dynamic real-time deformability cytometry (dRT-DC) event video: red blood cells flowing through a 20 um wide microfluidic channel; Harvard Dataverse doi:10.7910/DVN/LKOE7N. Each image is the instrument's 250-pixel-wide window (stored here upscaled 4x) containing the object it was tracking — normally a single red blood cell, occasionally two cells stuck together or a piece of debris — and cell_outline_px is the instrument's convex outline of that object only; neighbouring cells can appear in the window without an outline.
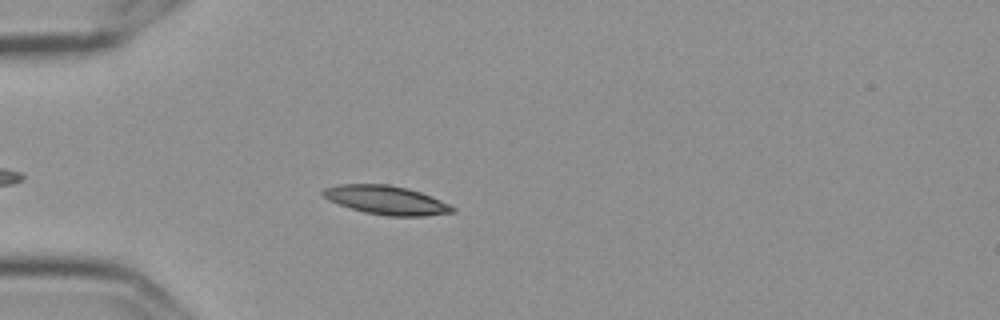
{"species": "Egyptian fruit bat (a non-hibernating species)", "species_latin": "Rousettus aegyptiacus", "temperature_condition": "cold", "stored_images_in_passage": 44, "camera_frame_rate_fps": 3000, "um_per_image_px": 0.085, "frame": {"image": 1, "passage_image": 7, "time_ms": 2.0, "image_size_px": [1000, 320], "cell_outline_px": [[456, 212], [424, 216], [388, 216], [364, 212], [328, 200], [320, 192], [324, 188], [340, 184], [388, 184], [408, 188], [420, 192], [440, 200], [456, 208]], "centroid_in_image_um": [32.84, 17.01], "position_along_channel_um": 52.2, "area_um2": 21.62}}
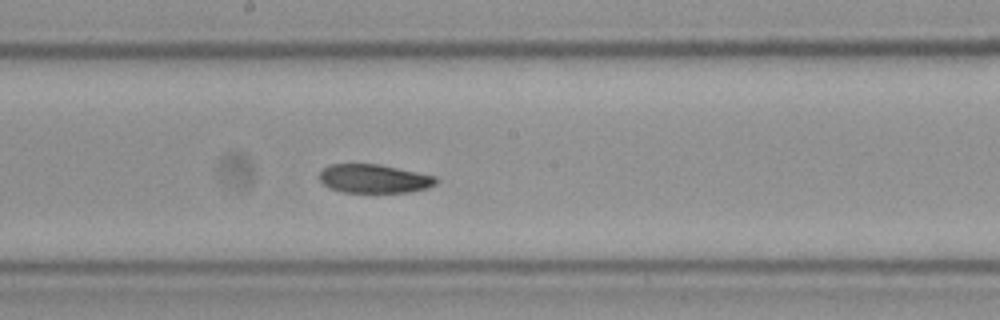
{"frame": {"image": 2, "passage_image": 22, "time_ms": 7.0, "image_size_px": [1000, 320], "cell_outline_px": [[440, 180], [436, 184], [428, 188], [412, 192], [340, 192], [328, 188], [320, 180], [320, 172], [328, 164], [380, 164], [436, 176]], "centroid_in_image_um": [31.82, 15.19], "position_along_channel_um": 216.4, "area_um2": 19.71}}
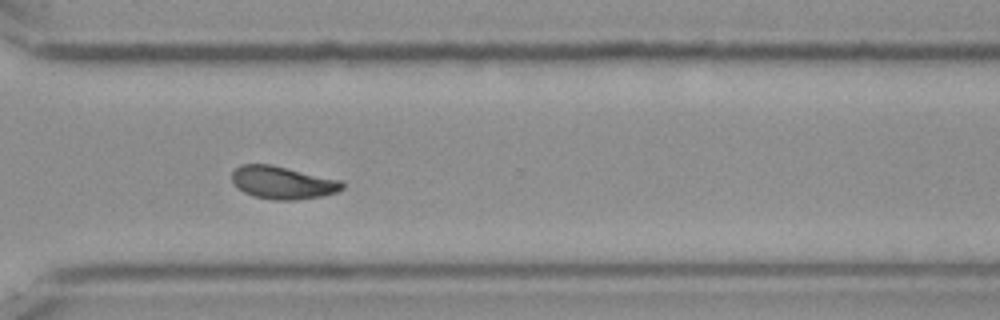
{"frame": {"image": 3, "passage_image": 33, "time_ms": 10.667, "image_size_px": [1000, 320], "cell_outline_px": [[344, 188], [336, 192], [320, 196], [296, 200], [272, 200], [252, 196], [244, 192], [232, 180], [232, 172], [240, 164], [272, 164], [340, 180], [344, 184]], "centroid_in_image_um": [24.02, 15.52], "position_along_channel_um": 346.6, "area_um2": 20.98}}